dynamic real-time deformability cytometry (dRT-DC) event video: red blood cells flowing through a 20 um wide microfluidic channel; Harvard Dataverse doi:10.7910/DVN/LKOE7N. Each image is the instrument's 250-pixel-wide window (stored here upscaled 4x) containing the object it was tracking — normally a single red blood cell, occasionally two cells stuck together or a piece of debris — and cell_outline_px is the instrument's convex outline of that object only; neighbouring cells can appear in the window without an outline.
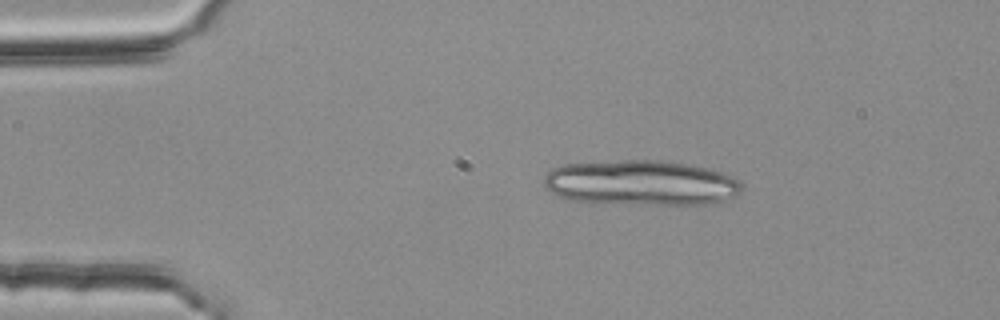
{"species": "common noctule bat (a hibernating species)", "species_latin": "Nyctalus noctula", "temperature_condition": "room temperature", "stored_images_in_passage": 13, "camera_frame_rate_fps": 3000, "um_per_image_px": 0.085, "animal": {"sex": "female", "body_mass_g": 25.1}, "frame": {"image": 1, "passage_image": 1, "time_ms": 0.0, "image_size_px": [1000, 320], "cell_outline_px": [[744, 184], [740, 192], [736, 196], [712, 204], [640, 204], [568, 200], [556, 196], [544, 188], [544, 176], [552, 168], [564, 164], [620, 160], [660, 160], [692, 164], [708, 168], [732, 176]], "centroid_in_image_um": [54.49, 15.54], "position_along_channel_um": 30.5, "area_um2": 52.54}}